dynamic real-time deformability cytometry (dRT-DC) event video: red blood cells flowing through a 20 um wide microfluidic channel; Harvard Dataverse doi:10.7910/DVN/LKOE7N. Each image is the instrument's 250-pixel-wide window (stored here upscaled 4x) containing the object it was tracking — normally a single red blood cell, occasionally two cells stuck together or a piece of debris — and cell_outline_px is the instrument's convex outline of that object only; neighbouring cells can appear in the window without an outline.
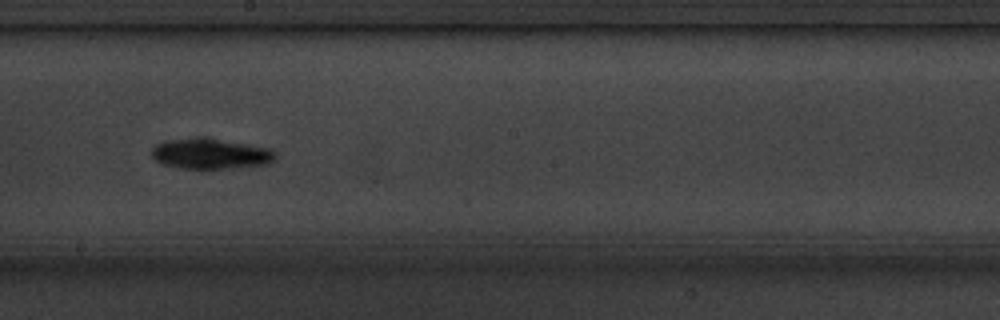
{"species": "common noctule bat (a hibernating species)", "species_latin": "Nyctalus noctula", "temperature_condition": "cold", "stored_images_in_passage": 15, "camera_frame_rate_fps": 3000, "um_per_image_px": 0.085, "animal": {"sex": "male", "body_mass_g": 20.1, "forearm_length_mm": 53.5}, "frame": {"image": 1, "passage_image": 9, "time_ms": 10.0, "image_size_px": [1000, 320], "cell_outline_px": [[276, 156], [268, 164], [236, 168], [176, 168], [164, 164], [156, 160], [152, 156], [152, 148], [156, 144], [164, 140], [216, 140], [244, 144], [268, 148], [276, 152]], "centroid_in_image_um": [17.89, 13.11], "position_along_channel_um": 230.3, "area_um2": 21.04}, "authors_computed_cell_mechanics": {"area_um2": 19.941, "velocity_mm_per_s": 3.5427, "shape_relaxation_time_tau1_ms": 2.1634, "shape_relaxation_time_tau2_ms": null, "deformation_change_tau1": 0.0801, "deformation_change_tau2": null}}